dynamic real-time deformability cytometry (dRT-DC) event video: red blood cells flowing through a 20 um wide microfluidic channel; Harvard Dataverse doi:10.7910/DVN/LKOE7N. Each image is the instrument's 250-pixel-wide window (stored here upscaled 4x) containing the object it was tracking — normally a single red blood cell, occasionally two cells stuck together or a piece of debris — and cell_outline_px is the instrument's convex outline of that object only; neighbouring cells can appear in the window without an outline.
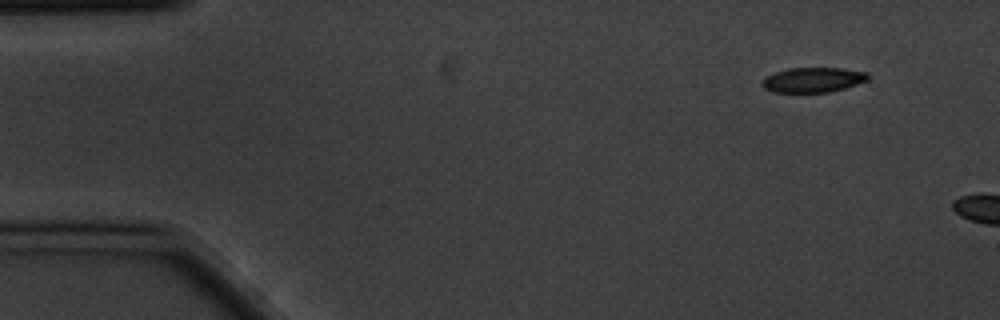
{"species": "common noctule bat (a hibernating species)", "species_latin": "Nyctalus noctula", "temperature_condition": "cold", "stored_images_in_passage": 5, "segment_of_instrument_passage": [2, 2], "camera_frame_rate_fps": 3000, "um_per_image_px": 0.085, "animal": {"sex": "male", "body_mass_g": 20.1, "forearm_length_mm": 53.5}, "frame": {"image": 1, "passage_image": 5, "time_ms": 1.333, "image_size_px": [1000, 320], "cell_outline_px": [[868, 80], [844, 88], [828, 92], [772, 92], [764, 88], [760, 84], [768, 76], [776, 72], [788, 68], [844, 68], [868, 72]], "centroid_in_image_um": [69.12, 6.78], "position_along_channel_um": 15.9, "area_um2": 15.26}}